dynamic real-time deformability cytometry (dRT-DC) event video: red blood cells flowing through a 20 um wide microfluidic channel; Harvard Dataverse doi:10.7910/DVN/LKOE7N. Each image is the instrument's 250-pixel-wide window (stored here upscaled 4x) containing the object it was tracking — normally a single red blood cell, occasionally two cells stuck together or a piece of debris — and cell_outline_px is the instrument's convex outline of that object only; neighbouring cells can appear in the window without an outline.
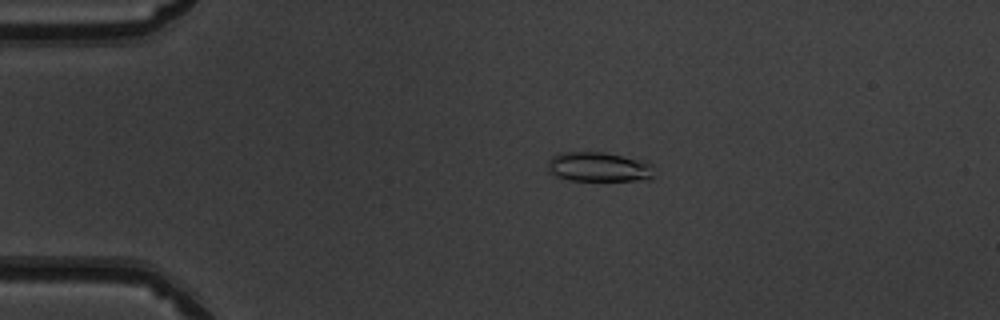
{"species": "common noctule bat (a hibernating species)", "species_latin": "Nyctalus noctula", "temperature_condition": "warm", "stored_images_in_passage": 51, "camera_frame_rate_fps": 3000, "um_per_image_px": 0.085, "animal": {"sex": "male", "body_mass_g": 19.5, "forearm_length_mm": 54.6}, "frame": {"image": 1, "passage_image": 11, "time_ms": 3.333, "image_size_px": [1000, 320], "cell_outline_px": [[652, 176], [648, 180], [568, 180], [556, 176], [548, 172], [548, 160], [552, 156], [560, 152], [604, 152], [648, 160], [652, 164]], "centroid_in_image_um": [50.9, 14.17], "position_along_channel_um": 34.1, "area_um2": 18.61}}
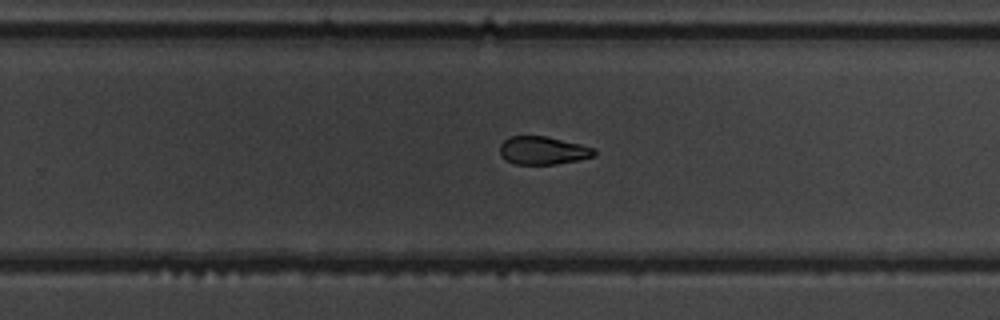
{"frame": {"image": 2, "passage_image": 33, "time_ms": 10.667, "image_size_px": [1000, 320], "cell_outline_px": [[596, 156], [580, 160], [556, 164], [516, 164], [508, 160], [500, 152], [500, 144], [508, 136], [548, 136], [580, 144], [592, 148], [596, 152]], "centroid_in_image_um": [46.18, 12.78], "position_along_channel_um": 283.6, "area_um2": 15.37}}
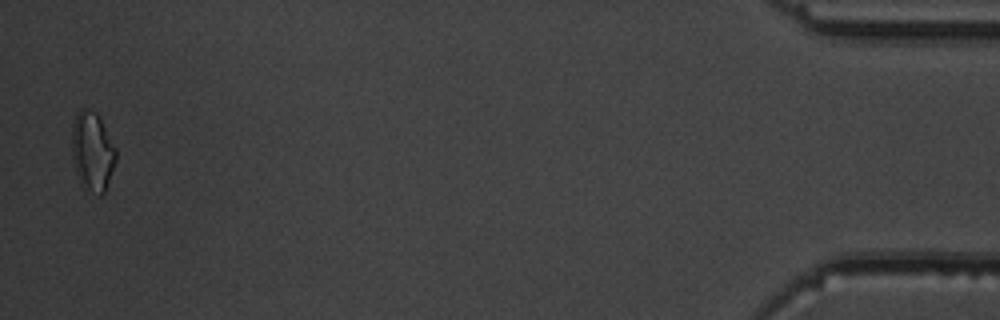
{"frame": {"image": 3, "passage_image": 50, "time_ms": 16.333, "image_size_px": [1000, 320], "cell_outline_px": [[116, 160], [104, 192], [100, 196], [80, 184], [72, 160], [72, 120], [76, 112], [80, 108], [88, 108], [96, 112], [116, 148]], "centroid_in_image_um": [7.82, 12.83], "position_along_channel_um": 427.4, "area_um2": 20.35}, "authors_computed_cell_mechanics": {"area_um2": 17.2244, "velocity_mm_per_s": 4.0536, "shape_relaxation_time_tau1_ms": 7.4177, "shape_relaxation_time_tau2_ms": 6.0598, "deformation_change_tau1": 0.1934, "deformation_change_tau2": 0.1263}}